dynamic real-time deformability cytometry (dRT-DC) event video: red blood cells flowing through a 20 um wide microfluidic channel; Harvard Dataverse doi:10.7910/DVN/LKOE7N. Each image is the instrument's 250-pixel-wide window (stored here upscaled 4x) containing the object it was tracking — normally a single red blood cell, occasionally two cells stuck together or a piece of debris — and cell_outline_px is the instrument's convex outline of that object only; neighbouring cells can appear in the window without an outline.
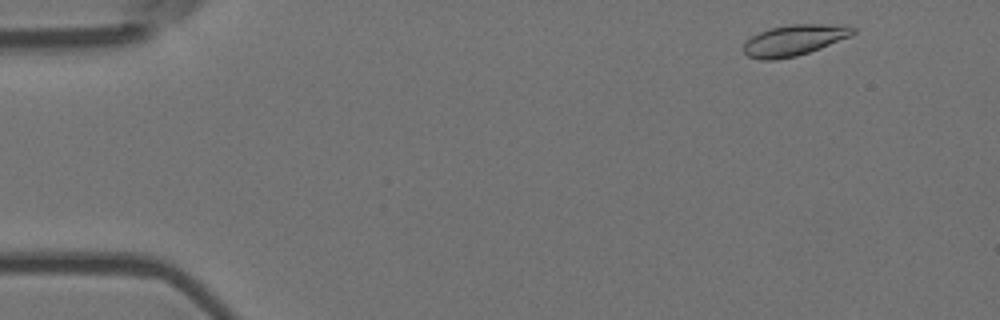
{"species": "Egyptian fruit bat (a non-hibernating species)", "species_latin": "Rousettus aegyptiacus", "temperature_condition": "room temperature", "stored_images_in_passage": 4, "camera_frame_rate_fps": 3000, "um_per_image_px": 0.085, "animal": {"sex": "female"}, "frame": {"image": 1, "passage_image": 1, "time_ms": 0.0, "image_size_px": [1000, 320], "cell_outline_px": [[856, 32], [852, 36], [820, 48], [796, 56], [776, 60], [760, 60], [748, 56], [744, 52], [744, 44], [752, 36], [760, 32], [772, 28], [788, 24], [824, 24], [856, 28]], "centroid_in_image_um": [67.5, 3.43], "position_along_channel_um": 17.5, "area_um2": 19.48}}
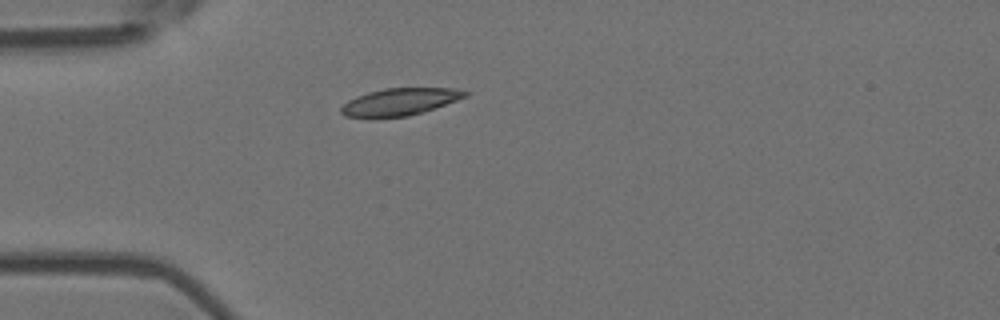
{"frame": {"image": 2, "passage_image": 4, "time_ms": 1.0, "image_size_px": [1000, 320], "cell_outline_px": [[468, 96], [424, 112], [408, 116], [344, 116], [340, 112], [340, 108], [348, 100], [356, 96], [368, 92], [384, 88], [452, 88], [468, 92]], "centroid_in_image_um": [34.0, 8.63], "position_along_channel_um": 51.0, "area_um2": 19.31}}